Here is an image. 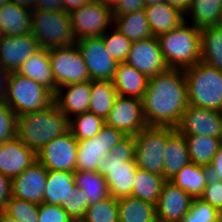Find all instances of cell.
<instances>
[{"label":"cell","instance_id":"6da1fadb","mask_svg":"<svg viewBox=\"0 0 222 222\" xmlns=\"http://www.w3.org/2000/svg\"><path fill=\"white\" fill-rule=\"evenodd\" d=\"M142 104L148 126L176 129L189 105L184 70L168 69L149 77Z\"/></svg>","mask_w":222,"mask_h":222},{"label":"cell","instance_id":"7a4b0ae2","mask_svg":"<svg viewBox=\"0 0 222 222\" xmlns=\"http://www.w3.org/2000/svg\"><path fill=\"white\" fill-rule=\"evenodd\" d=\"M69 130V119L55 102L37 112L18 116L17 137L36 153Z\"/></svg>","mask_w":222,"mask_h":222},{"label":"cell","instance_id":"3957f363","mask_svg":"<svg viewBox=\"0 0 222 222\" xmlns=\"http://www.w3.org/2000/svg\"><path fill=\"white\" fill-rule=\"evenodd\" d=\"M189 21L158 37L162 55L169 69H186L201 59V29Z\"/></svg>","mask_w":222,"mask_h":222},{"label":"cell","instance_id":"277c9868","mask_svg":"<svg viewBox=\"0 0 222 222\" xmlns=\"http://www.w3.org/2000/svg\"><path fill=\"white\" fill-rule=\"evenodd\" d=\"M189 105L222 111V72L197 62L184 69Z\"/></svg>","mask_w":222,"mask_h":222},{"label":"cell","instance_id":"5b68a950","mask_svg":"<svg viewBox=\"0 0 222 222\" xmlns=\"http://www.w3.org/2000/svg\"><path fill=\"white\" fill-rule=\"evenodd\" d=\"M136 170L134 148L129 141L105 155L98 162L95 171L107 181L110 196L119 199L131 196Z\"/></svg>","mask_w":222,"mask_h":222},{"label":"cell","instance_id":"8992f818","mask_svg":"<svg viewBox=\"0 0 222 222\" xmlns=\"http://www.w3.org/2000/svg\"><path fill=\"white\" fill-rule=\"evenodd\" d=\"M31 22V33L40 48L51 50L75 44L69 13L32 10Z\"/></svg>","mask_w":222,"mask_h":222},{"label":"cell","instance_id":"52a82bcc","mask_svg":"<svg viewBox=\"0 0 222 222\" xmlns=\"http://www.w3.org/2000/svg\"><path fill=\"white\" fill-rule=\"evenodd\" d=\"M4 102L20 116L48 107L54 102V94L36 81L11 72Z\"/></svg>","mask_w":222,"mask_h":222},{"label":"cell","instance_id":"ba28073f","mask_svg":"<svg viewBox=\"0 0 222 222\" xmlns=\"http://www.w3.org/2000/svg\"><path fill=\"white\" fill-rule=\"evenodd\" d=\"M173 127L147 126L129 141L137 168L163 176L164 150Z\"/></svg>","mask_w":222,"mask_h":222},{"label":"cell","instance_id":"9c48e42d","mask_svg":"<svg viewBox=\"0 0 222 222\" xmlns=\"http://www.w3.org/2000/svg\"><path fill=\"white\" fill-rule=\"evenodd\" d=\"M129 139L122 131L104 124L94 137L78 141L76 171H95L105 155L123 147Z\"/></svg>","mask_w":222,"mask_h":222},{"label":"cell","instance_id":"30bf717a","mask_svg":"<svg viewBox=\"0 0 222 222\" xmlns=\"http://www.w3.org/2000/svg\"><path fill=\"white\" fill-rule=\"evenodd\" d=\"M75 40L104 35L113 26V11L96 0L69 13Z\"/></svg>","mask_w":222,"mask_h":222},{"label":"cell","instance_id":"8fae6325","mask_svg":"<svg viewBox=\"0 0 222 222\" xmlns=\"http://www.w3.org/2000/svg\"><path fill=\"white\" fill-rule=\"evenodd\" d=\"M49 58L57 89L71 83L91 80L76 44L49 50Z\"/></svg>","mask_w":222,"mask_h":222},{"label":"cell","instance_id":"7c38bea8","mask_svg":"<svg viewBox=\"0 0 222 222\" xmlns=\"http://www.w3.org/2000/svg\"><path fill=\"white\" fill-rule=\"evenodd\" d=\"M77 152L78 140L69 130L44 145L36 156L47 170L75 172Z\"/></svg>","mask_w":222,"mask_h":222},{"label":"cell","instance_id":"4fadbf2b","mask_svg":"<svg viewBox=\"0 0 222 222\" xmlns=\"http://www.w3.org/2000/svg\"><path fill=\"white\" fill-rule=\"evenodd\" d=\"M75 44L80 50L91 80H113L118 62L106 50L101 36L77 39Z\"/></svg>","mask_w":222,"mask_h":222},{"label":"cell","instance_id":"5bb4252c","mask_svg":"<svg viewBox=\"0 0 222 222\" xmlns=\"http://www.w3.org/2000/svg\"><path fill=\"white\" fill-rule=\"evenodd\" d=\"M105 124L122 131L129 138L134 137L148 126L143 113L142 100L118 95L105 119Z\"/></svg>","mask_w":222,"mask_h":222},{"label":"cell","instance_id":"9a60e30c","mask_svg":"<svg viewBox=\"0 0 222 222\" xmlns=\"http://www.w3.org/2000/svg\"><path fill=\"white\" fill-rule=\"evenodd\" d=\"M125 63L136 68L148 78L169 69L156 37L132 42Z\"/></svg>","mask_w":222,"mask_h":222},{"label":"cell","instance_id":"2e32d148","mask_svg":"<svg viewBox=\"0 0 222 222\" xmlns=\"http://www.w3.org/2000/svg\"><path fill=\"white\" fill-rule=\"evenodd\" d=\"M48 170L38 161L11 180V196L36 204L43 203Z\"/></svg>","mask_w":222,"mask_h":222},{"label":"cell","instance_id":"e0dca14e","mask_svg":"<svg viewBox=\"0 0 222 222\" xmlns=\"http://www.w3.org/2000/svg\"><path fill=\"white\" fill-rule=\"evenodd\" d=\"M192 200L186 191L166 181L155 205L156 219L164 222H181L189 211Z\"/></svg>","mask_w":222,"mask_h":222},{"label":"cell","instance_id":"ac0fdd59","mask_svg":"<svg viewBox=\"0 0 222 222\" xmlns=\"http://www.w3.org/2000/svg\"><path fill=\"white\" fill-rule=\"evenodd\" d=\"M40 49L32 33L4 36L0 41V64L10 72H17L25 60Z\"/></svg>","mask_w":222,"mask_h":222},{"label":"cell","instance_id":"d6986e66","mask_svg":"<svg viewBox=\"0 0 222 222\" xmlns=\"http://www.w3.org/2000/svg\"><path fill=\"white\" fill-rule=\"evenodd\" d=\"M219 128L220 111L188 105L176 129L184 136L217 137Z\"/></svg>","mask_w":222,"mask_h":222},{"label":"cell","instance_id":"ffe728a7","mask_svg":"<svg viewBox=\"0 0 222 222\" xmlns=\"http://www.w3.org/2000/svg\"><path fill=\"white\" fill-rule=\"evenodd\" d=\"M37 161L36 152L18 137L3 142L0 147V173L10 180Z\"/></svg>","mask_w":222,"mask_h":222},{"label":"cell","instance_id":"44dd1931","mask_svg":"<svg viewBox=\"0 0 222 222\" xmlns=\"http://www.w3.org/2000/svg\"><path fill=\"white\" fill-rule=\"evenodd\" d=\"M91 99V80L59 87L54 94L58 109L68 118L87 112Z\"/></svg>","mask_w":222,"mask_h":222},{"label":"cell","instance_id":"7402d4cb","mask_svg":"<svg viewBox=\"0 0 222 222\" xmlns=\"http://www.w3.org/2000/svg\"><path fill=\"white\" fill-rule=\"evenodd\" d=\"M31 11L10 0H0V27L4 36L31 33Z\"/></svg>","mask_w":222,"mask_h":222},{"label":"cell","instance_id":"603a6c76","mask_svg":"<svg viewBox=\"0 0 222 222\" xmlns=\"http://www.w3.org/2000/svg\"><path fill=\"white\" fill-rule=\"evenodd\" d=\"M20 75L26 76L48 88L53 94L57 85L50 66L49 50L40 48L30 55L17 70Z\"/></svg>","mask_w":222,"mask_h":222},{"label":"cell","instance_id":"cb8c5ba5","mask_svg":"<svg viewBox=\"0 0 222 222\" xmlns=\"http://www.w3.org/2000/svg\"><path fill=\"white\" fill-rule=\"evenodd\" d=\"M119 96L143 99L148 77L125 62H119L112 80Z\"/></svg>","mask_w":222,"mask_h":222},{"label":"cell","instance_id":"d4e9b609","mask_svg":"<svg viewBox=\"0 0 222 222\" xmlns=\"http://www.w3.org/2000/svg\"><path fill=\"white\" fill-rule=\"evenodd\" d=\"M164 152L163 177L169 181L190 162L186 138L177 129L167 137Z\"/></svg>","mask_w":222,"mask_h":222},{"label":"cell","instance_id":"484cf974","mask_svg":"<svg viewBox=\"0 0 222 222\" xmlns=\"http://www.w3.org/2000/svg\"><path fill=\"white\" fill-rule=\"evenodd\" d=\"M153 37L158 38L185 21V15L166 2L145 7Z\"/></svg>","mask_w":222,"mask_h":222},{"label":"cell","instance_id":"4316f807","mask_svg":"<svg viewBox=\"0 0 222 222\" xmlns=\"http://www.w3.org/2000/svg\"><path fill=\"white\" fill-rule=\"evenodd\" d=\"M76 192L74 172L48 170L43 202L60 205Z\"/></svg>","mask_w":222,"mask_h":222},{"label":"cell","instance_id":"83f0119b","mask_svg":"<svg viewBox=\"0 0 222 222\" xmlns=\"http://www.w3.org/2000/svg\"><path fill=\"white\" fill-rule=\"evenodd\" d=\"M113 27L131 42L153 37L145 9L126 15H113Z\"/></svg>","mask_w":222,"mask_h":222},{"label":"cell","instance_id":"f1b7e54d","mask_svg":"<svg viewBox=\"0 0 222 222\" xmlns=\"http://www.w3.org/2000/svg\"><path fill=\"white\" fill-rule=\"evenodd\" d=\"M185 16L186 21L189 16L191 25L200 29L219 25L222 16V0H192Z\"/></svg>","mask_w":222,"mask_h":222},{"label":"cell","instance_id":"f546056e","mask_svg":"<svg viewBox=\"0 0 222 222\" xmlns=\"http://www.w3.org/2000/svg\"><path fill=\"white\" fill-rule=\"evenodd\" d=\"M119 222H153L156 219L155 205L132 196L118 199Z\"/></svg>","mask_w":222,"mask_h":222},{"label":"cell","instance_id":"4dcf8cb0","mask_svg":"<svg viewBox=\"0 0 222 222\" xmlns=\"http://www.w3.org/2000/svg\"><path fill=\"white\" fill-rule=\"evenodd\" d=\"M222 72V27L208 26L201 29V59Z\"/></svg>","mask_w":222,"mask_h":222},{"label":"cell","instance_id":"1f68e13d","mask_svg":"<svg viewBox=\"0 0 222 222\" xmlns=\"http://www.w3.org/2000/svg\"><path fill=\"white\" fill-rule=\"evenodd\" d=\"M117 96L112 81L91 80V99L88 111L105 121Z\"/></svg>","mask_w":222,"mask_h":222},{"label":"cell","instance_id":"d6a6232c","mask_svg":"<svg viewBox=\"0 0 222 222\" xmlns=\"http://www.w3.org/2000/svg\"><path fill=\"white\" fill-rule=\"evenodd\" d=\"M166 181L161 175L137 168L131 196L156 205Z\"/></svg>","mask_w":222,"mask_h":222},{"label":"cell","instance_id":"836d02e7","mask_svg":"<svg viewBox=\"0 0 222 222\" xmlns=\"http://www.w3.org/2000/svg\"><path fill=\"white\" fill-rule=\"evenodd\" d=\"M74 183L85 193L88 205L110 197L107 181L96 171H75Z\"/></svg>","mask_w":222,"mask_h":222},{"label":"cell","instance_id":"e575fe53","mask_svg":"<svg viewBox=\"0 0 222 222\" xmlns=\"http://www.w3.org/2000/svg\"><path fill=\"white\" fill-rule=\"evenodd\" d=\"M169 181L186 191L192 198H200L207 185L202 166L194 164L193 162H189L185 165Z\"/></svg>","mask_w":222,"mask_h":222},{"label":"cell","instance_id":"d590c367","mask_svg":"<svg viewBox=\"0 0 222 222\" xmlns=\"http://www.w3.org/2000/svg\"><path fill=\"white\" fill-rule=\"evenodd\" d=\"M185 138L190 162L201 166L211 164L220 146L218 137L194 135L185 136Z\"/></svg>","mask_w":222,"mask_h":222},{"label":"cell","instance_id":"8d00e7d4","mask_svg":"<svg viewBox=\"0 0 222 222\" xmlns=\"http://www.w3.org/2000/svg\"><path fill=\"white\" fill-rule=\"evenodd\" d=\"M105 121L90 111L78 114L69 119L70 131L78 141L97 135Z\"/></svg>","mask_w":222,"mask_h":222},{"label":"cell","instance_id":"74e56055","mask_svg":"<svg viewBox=\"0 0 222 222\" xmlns=\"http://www.w3.org/2000/svg\"><path fill=\"white\" fill-rule=\"evenodd\" d=\"M83 218L87 222H119L118 198L110 196L89 205Z\"/></svg>","mask_w":222,"mask_h":222},{"label":"cell","instance_id":"f35d334b","mask_svg":"<svg viewBox=\"0 0 222 222\" xmlns=\"http://www.w3.org/2000/svg\"><path fill=\"white\" fill-rule=\"evenodd\" d=\"M4 211L18 222H39V204L10 197Z\"/></svg>","mask_w":222,"mask_h":222},{"label":"cell","instance_id":"ab89813d","mask_svg":"<svg viewBox=\"0 0 222 222\" xmlns=\"http://www.w3.org/2000/svg\"><path fill=\"white\" fill-rule=\"evenodd\" d=\"M108 31L101 36L103 38L106 50L118 63L125 62L132 42L113 26L112 31Z\"/></svg>","mask_w":222,"mask_h":222},{"label":"cell","instance_id":"60d3db41","mask_svg":"<svg viewBox=\"0 0 222 222\" xmlns=\"http://www.w3.org/2000/svg\"><path fill=\"white\" fill-rule=\"evenodd\" d=\"M181 222H219V211L200 198H193Z\"/></svg>","mask_w":222,"mask_h":222},{"label":"cell","instance_id":"b9f144b4","mask_svg":"<svg viewBox=\"0 0 222 222\" xmlns=\"http://www.w3.org/2000/svg\"><path fill=\"white\" fill-rule=\"evenodd\" d=\"M17 127V114L4 101H0V141L6 142L15 139Z\"/></svg>","mask_w":222,"mask_h":222},{"label":"cell","instance_id":"7bdbcfd3","mask_svg":"<svg viewBox=\"0 0 222 222\" xmlns=\"http://www.w3.org/2000/svg\"><path fill=\"white\" fill-rule=\"evenodd\" d=\"M88 199L81 188L76 187V192H72L61 207L67 212L71 219L83 218L88 208Z\"/></svg>","mask_w":222,"mask_h":222},{"label":"cell","instance_id":"ee69618b","mask_svg":"<svg viewBox=\"0 0 222 222\" xmlns=\"http://www.w3.org/2000/svg\"><path fill=\"white\" fill-rule=\"evenodd\" d=\"M39 222H71L67 212L60 206L48 203L39 204Z\"/></svg>","mask_w":222,"mask_h":222},{"label":"cell","instance_id":"f6af8a7d","mask_svg":"<svg viewBox=\"0 0 222 222\" xmlns=\"http://www.w3.org/2000/svg\"><path fill=\"white\" fill-rule=\"evenodd\" d=\"M202 170L207 183H215L222 180V144H220L211 164L202 165Z\"/></svg>","mask_w":222,"mask_h":222},{"label":"cell","instance_id":"bcb514c9","mask_svg":"<svg viewBox=\"0 0 222 222\" xmlns=\"http://www.w3.org/2000/svg\"><path fill=\"white\" fill-rule=\"evenodd\" d=\"M200 199L217 210L222 208V180L215 183H207Z\"/></svg>","mask_w":222,"mask_h":222},{"label":"cell","instance_id":"7dc6e473","mask_svg":"<svg viewBox=\"0 0 222 222\" xmlns=\"http://www.w3.org/2000/svg\"><path fill=\"white\" fill-rule=\"evenodd\" d=\"M144 0H119L118 4L112 9L113 15H126L145 9Z\"/></svg>","mask_w":222,"mask_h":222},{"label":"cell","instance_id":"c3c4849f","mask_svg":"<svg viewBox=\"0 0 222 222\" xmlns=\"http://www.w3.org/2000/svg\"><path fill=\"white\" fill-rule=\"evenodd\" d=\"M11 180L0 173V211L4 210L11 197Z\"/></svg>","mask_w":222,"mask_h":222},{"label":"cell","instance_id":"681fc988","mask_svg":"<svg viewBox=\"0 0 222 222\" xmlns=\"http://www.w3.org/2000/svg\"><path fill=\"white\" fill-rule=\"evenodd\" d=\"M35 10L64 11L63 0H36Z\"/></svg>","mask_w":222,"mask_h":222},{"label":"cell","instance_id":"f907efd6","mask_svg":"<svg viewBox=\"0 0 222 222\" xmlns=\"http://www.w3.org/2000/svg\"><path fill=\"white\" fill-rule=\"evenodd\" d=\"M10 74L11 72L0 64V101H4L6 97Z\"/></svg>","mask_w":222,"mask_h":222},{"label":"cell","instance_id":"816d5d0a","mask_svg":"<svg viewBox=\"0 0 222 222\" xmlns=\"http://www.w3.org/2000/svg\"><path fill=\"white\" fill-rule=\"evenodd\" d=\"M91 1L93 0H63V9L65 12L70 13Z\"/></svg>","mask_w":222,"mask_h":222},{"label":"cell","instance_id":"f5cc1de1","mask_svg":"<svg viewBox=\"0 0 222 222\" xmlns=\"http://www.w3.org/2000/svg\"><path fill=\"white\" fill-rule=\"evenodd\" d=\"M192 0H165L166 3L178 9L181 13L186 15Z\"/></svg>","mask_w":222,"mask_h":222},{"label":"cell","instance_id":"db71d44e","mask_svg":"<svg viewBox=\"0 0 222 222\" xmlns=\"http://www.w3.org/2000/svg\"><path fill=\"white\" fill-rule=\"evenodd\" d=\"M17 3L20 7L29 9L30 11L35 10L36 0H10Z\"/></svg>","mask_w":222,"mask_h":222},{"label":"cell","instance_id":"11a10c76","mask_svg":"<svg viewBox=\"0 0 222 222\" xmlns=\"http://www.w3.org/2000/svg\"><path fill=\"white\" fill-rule=\"evenodd\" d=\"M0 222H18L10 215H8L4 210L0 211Z\"/></svg>","mask_w":222,"mask_h":222},{"label":"cell","instance_id":"9f6ffc18","mask_svg":"<svg viewBox=\"0 0 222 222\" xmlns=\"http://www.w3.org/2000/svg\"><path fill=\"white\" fill-rule=\"evenodd\" d=\"M97 2L102 3L104 6L113 9L119 2V0H96Z\"/></svg>","mask_w":222,"mask_h":222},{"label":"cell","instance_id":"6f0895ef","mask_svg":"<svg viewBox=\"0 0 222 222\" xmlns=\"http://www.w3.org/2000/svg\"><path fill=\"white\" fill-rule=\"evenodd\" d=\"M160 2H165V0H144L145 6L156 5Z\"/></svg>","mask_w":222,"mask_h":222},{"label":"cell","instance_id":"680465c9","mask_svg":"<svg viewBox=\"0 0 222 222\" xmlns=\"http://www.w3.org/2000/svg\"><path fill=\"white\" fill-rule=\"evenodd\" d=\"M217 137L220 141V144H222V111L220 112V128H219V133Z\"/></svg>","mask_w":222,"mask_h":222},{"label":"cell","instance_id":"91938a15","mask_svg":"<svg viewBox=\"0 0 222 222\" xmlns=\"http://www.w3.org/2000/svg\"><path fill=\"white\" fill-rule=\"evenodd\" d=\"M71 222H87L84 218L71 219Z\"/></svg>","mask_w":222,"mask_h":222},{"label":"cell","instance_id":"94428289","mask_svg":"<svg viewBox=\"0 0 222 222\" xmlns=\"http://www.w3.org/2000/svg\"><path fill=\"white\" fill-rule=\"evenodd\" d=\"M219 211V222H222V208Z\"/></svg>","mask_w":222,"mask_h":222},{"label":"cell","instance_id":"6125c7cd","mask_svg":"<svg viewBox=\"0 0 222 222\" xmlns=\"http://www.w3.org/2000/svg\"><path fill=\"white\" fill-rule=\"evenodd\" d=\"M3 37H4V34H3L2 29L0 27V41L3 39Z\"/></svg>","mask_w":222,"mask_h":222},{"label":"cell","instance_id":"be15d7a7","mask_svg":"<svg viewBox=\"0 0 222 222\" xmlns=\"http://www.w3.org/2000/svg\"><path fill=\"white\" fill-rule=\"evenodd\" d=\"M153 222H164V221H161V220L155 219Z\"/></svg>","mask_w":222,"mask_h":222},{"label":"cell","instance_id":"e7e4bbea","mask_svg":"<svg viewBox=\"0 0 222 222\" xmlns=\"http://www.w3.org/2000/svg\"><path fill=\"white\" fill-rule=\"evenodd\" d=\"M219 25L222 27V16H221V20H220Z\"/></svg>","mask_w":222,"mask_h":222}]
</instances>
